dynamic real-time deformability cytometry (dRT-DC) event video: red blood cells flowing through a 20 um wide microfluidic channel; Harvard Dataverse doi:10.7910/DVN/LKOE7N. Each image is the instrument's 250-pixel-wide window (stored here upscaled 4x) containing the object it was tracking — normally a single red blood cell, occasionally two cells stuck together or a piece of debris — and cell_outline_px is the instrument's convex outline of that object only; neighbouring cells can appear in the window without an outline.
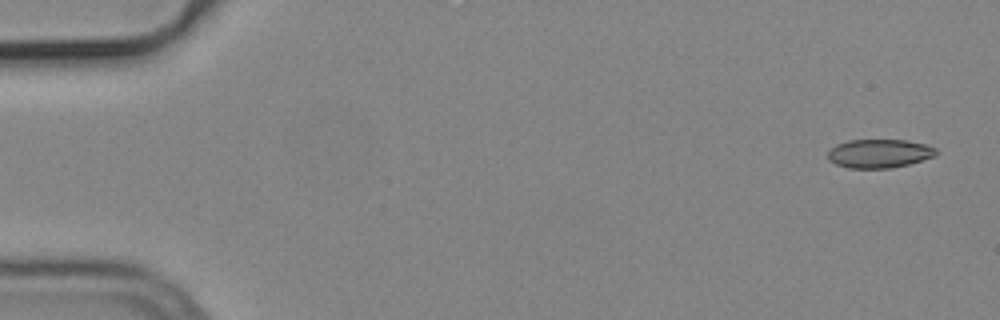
{"species": "common noctule bat (a hibernating species)", "species_latin": "Nyctalus noctula", "temperature_condition": "cold", "stored_images_in_passage": 5, "camera_frame_rate_fps": 3000, "um_per_image_px": 0.085, "animal": {"sex": "male", "body_mass_g": 19.2, "forearm_length_mm": 51.8}, "frame": {"image": 1, "passage_image": 1, "time_ms": 0.0, "image_size_px": [1000, 320], "cell_outline_px": [[936, 156], [908, 164], [892, 168], [848, 168], [836, 164], [828, 160], [828, 152], [836, 144], [848, 140], [908, 140], [924, 144], [936, 148]], "centroid_in_image_um": [74.73, 13.05], "position_along_channel_um": 10.3, "area_um2": 18.09}}
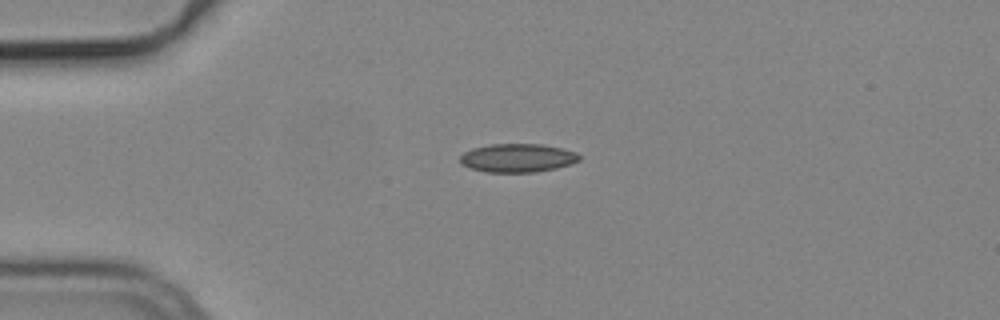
{"frame": {"image": 2, "passage_image": 4, "time_ms": 1.0, "image_size_px": [1000, 320], "cell_outline_px": [[580, 160], [572, 164], [556, 168], [536, 172], [488, 172], [472, 168], [460, 164], [460, 156], [464, 152], [472, 148], [492, 144], [540, 144], [560, 148], [576, 152], [580, 156]], "centroid_in_image_um": [44.0, 13.43], "position_along_channel_um": 41.0, "area_um2": 19.77}}